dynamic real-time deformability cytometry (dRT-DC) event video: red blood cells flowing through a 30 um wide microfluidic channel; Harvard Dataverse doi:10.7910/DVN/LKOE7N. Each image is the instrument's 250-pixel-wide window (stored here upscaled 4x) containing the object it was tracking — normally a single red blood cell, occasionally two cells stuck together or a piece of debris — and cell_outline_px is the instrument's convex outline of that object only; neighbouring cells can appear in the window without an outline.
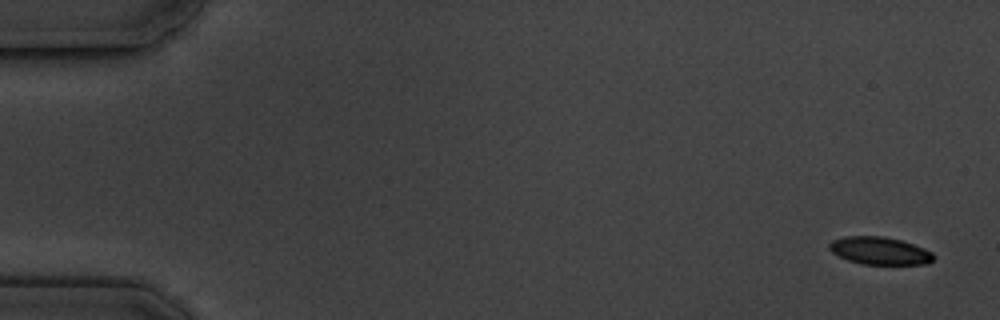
{"species": "common noctule bat (a hibernating species)", "species_latin": "Nyctalus noctula", "temperature_condition": "cold", "stored_images_in_passage": 8, "camera_frame_rate_fps": 3000, "um_per_image_px": 0.085, "animal": {"sex": "male", "body_mass_g": 19.5, "forearm_length_mm": 54.6}, "frame": {"image": 1, "passage_image": 1, "time_ms": 0.0, "image_size_px": [1000, 320], "cell_outline_px": [[936, 256], [928, 264], [860, 264], [848, 260], [832, 252], [828, 248], [828, 244], [832, 240], [844, 236], [884, 236], [900, 240], [924, 248], [932, 252]], "centroid_in_image_um": [74.77, 21.31], "position_along_channel_um": 10.2, "area_um2": 16.82}}
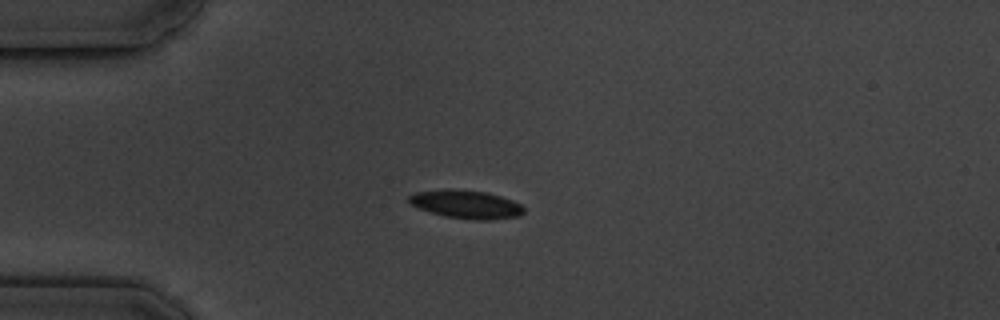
{"frame": {"image": 2, "passage_image": 4, "time_ms": 4.333, "image_size_px": [1000, 320], "cell_outline_px": [[524, 212], [520, 216], [488, 220], [472, 220], [444, 216], [428, 212], [408, 204], [408, 196], [416, 192], [444, 188], [452, 188], [488, 192], [512, 200], [520, 204], [524, 208]], "centroid_in_image_um": [39.58, 17.36], "position_along_channel_um": 45.4, "area_um2": 19.36}}
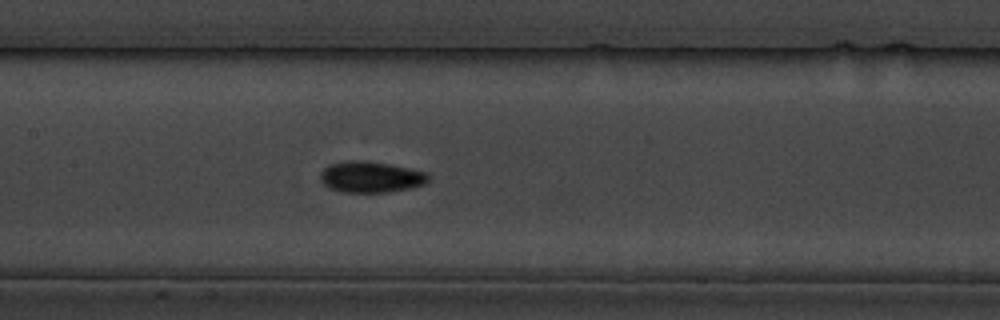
{"frame": {"image": 3, "passage_image": 8, "time_ms": 8.667, "image_size_px": [1000, 320], "cell_outline_px": [[428, 180], [424, 184], [412, 188], [388, 192], [344, 192], [328, 188], [320, 180], [320, 172], [324, 168], [332, 164], [348, 160], [364, 160], [388, 164], [428, 172]], "centroid_in_image_um": [31.51, 15.04], "position_along_channel_um": 175.9, "area_um2": 19.59}}